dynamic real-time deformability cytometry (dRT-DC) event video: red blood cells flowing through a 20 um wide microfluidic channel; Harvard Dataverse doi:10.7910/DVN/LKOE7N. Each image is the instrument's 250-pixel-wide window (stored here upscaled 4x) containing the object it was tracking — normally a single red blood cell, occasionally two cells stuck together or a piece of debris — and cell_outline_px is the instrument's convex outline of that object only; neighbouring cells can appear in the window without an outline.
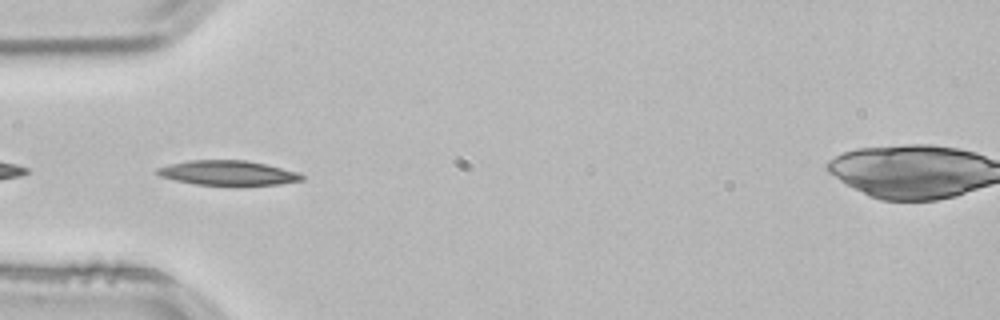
{"species": "common noctule bat (a hibernating species)", "species_latin": "Nyctalus noctula", "temperature_condition": "room temperature", "stored_images_in_passage": 5, "camera_frame_rate_fps": 3000, "um_per_image_px": 0.085, "animal": {"sex": "male", "body_mass_g": 21.5, "forearm_length_mm": 52.0}, "frame": {"image": 1, "passage_image": 2, "time_ms": 0.333, "image_size_px": [1000, 320], "cell_outline_px": [[304, 180], [280, 184], [196, 184], [176, 180], [160, 176], [152, 172], [156, 168], [168, 164], [188, 160], [244, 160], [264, 164], [300, 172], [304, 176]], "centroid_in_image_um": [19.33, 14.68], "position_along_channel_um": 65.7, "area_um2": 20.58}}